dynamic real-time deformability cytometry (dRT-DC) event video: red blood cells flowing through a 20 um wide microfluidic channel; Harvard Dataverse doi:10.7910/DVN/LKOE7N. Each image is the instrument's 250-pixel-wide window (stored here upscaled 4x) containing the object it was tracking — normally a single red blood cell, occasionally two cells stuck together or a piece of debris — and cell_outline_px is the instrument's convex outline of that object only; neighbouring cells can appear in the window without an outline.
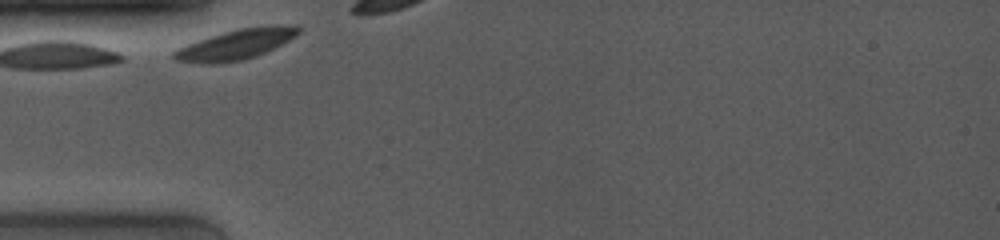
{"species": "common noctule bat (a hibernating species)", "species_latin": "Nyctalus noctula", "temperature_condition": "room temperature", "stored_images_in_passage": 4, "camera_frame_rate_fps": 4000, "um_per_image_px": 0.085, "animal": {"sex": "female", "body_mass_g": 19.0, "forearm_length_mm": 53.3}, "frame": {"image": 1, "passage_image": 1, "time_ms": 0.0, "image_size_px": [1000, 240], "cell_outline_px": [[300, 32], [296, 36], [264, 52], [244, 60], [212, 64], [204, 64], [176, 60], [172, 56], [172, 52], [176, 48], [208, 36], [240, 28], [268, 24], [292, 24], [300, 28]], "centroid_in_image_um": [20.04, 3.75], "position_along_channel_um": 65.0, "area_um2": 22.02}}